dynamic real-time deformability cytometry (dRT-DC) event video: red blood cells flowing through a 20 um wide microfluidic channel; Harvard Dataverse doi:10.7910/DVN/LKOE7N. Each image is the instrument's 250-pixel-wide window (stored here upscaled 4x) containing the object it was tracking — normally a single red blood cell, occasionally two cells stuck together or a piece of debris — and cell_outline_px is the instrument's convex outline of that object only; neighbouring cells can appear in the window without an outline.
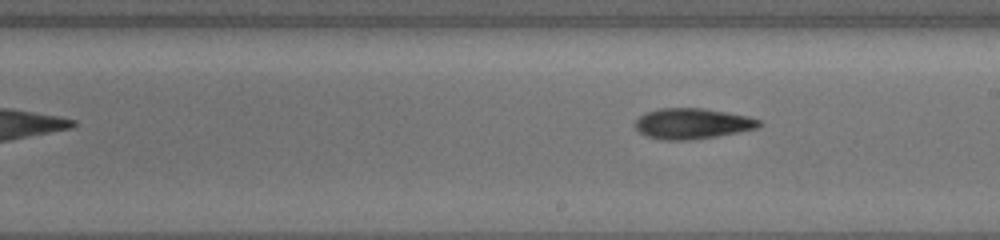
{"species": "common noctule bat (a hibernating species)", "species_latin": "Nyctalus noctula", "temperature_condition": "cold", "stored_images_in_passage": 10, "camera_frame_rate_fps": 3000, "um_per_image_px": 0.085, "animal": {"sex": "female", "body_mass_g": 19.5, "forearm_length_mm": 54.1}, "frame": {"image": 1, "passage_image": 10, "time_ms": 8.0, "image_size_px": [1000, 240], "cell_outline_px": [[760, 124], [756, 128], [716, 136], [688, 140], [660, 140], [648, 136], [640, 132], [636, 128], [636, 120], [640, 116], [648, 112], [660, 108], [700, 108], [748, 116], [760, 120]], "centroid_in_image_um": [58.82, 10.51], "position_along_channel_um": 230.2, "area_um2": 21.68}}